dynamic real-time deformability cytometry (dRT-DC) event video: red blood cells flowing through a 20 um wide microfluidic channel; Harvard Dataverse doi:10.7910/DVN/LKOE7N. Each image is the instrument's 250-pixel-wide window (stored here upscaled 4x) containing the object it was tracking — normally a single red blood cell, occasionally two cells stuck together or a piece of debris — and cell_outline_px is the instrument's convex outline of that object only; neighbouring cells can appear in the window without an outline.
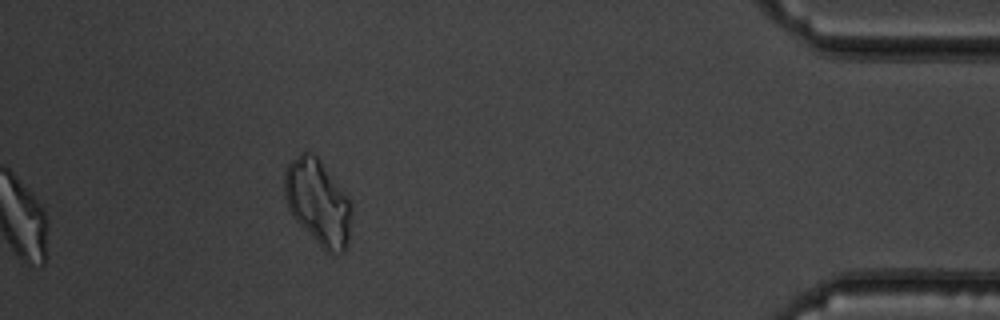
{"species": "common noctule bat (a hibernating species)", "species_latin": "Nyctalus noctula", "temperature_condition": "warm", "stored_images_in_passage": 46, "segment_of_instrument_passage": [2, 2], "camera_frame_rate_fps": 3000, "um_per_image_px": 0.085, "animal": {"sex": "male", "body_mass_g": 19.5, "forearm_length_mm": 54.6}, "frame": {"image": 1, "passage_image": 46, "time_ms": 15.0, "image_size_px": [1000, 320], "cell_outline_px": [[352, 216], [348, 244], [344, 252], [328, 252], [296, 220], [288, 208], [284, 196], [284, 172], [288, 164], [300, 152], [312, 152], [320, 160], [344, 192], [352, 204]], "centroid_in_image_um": [27.03, 17.16], "position_along_channel_um": 408.2, "area_um2": 33.0}}